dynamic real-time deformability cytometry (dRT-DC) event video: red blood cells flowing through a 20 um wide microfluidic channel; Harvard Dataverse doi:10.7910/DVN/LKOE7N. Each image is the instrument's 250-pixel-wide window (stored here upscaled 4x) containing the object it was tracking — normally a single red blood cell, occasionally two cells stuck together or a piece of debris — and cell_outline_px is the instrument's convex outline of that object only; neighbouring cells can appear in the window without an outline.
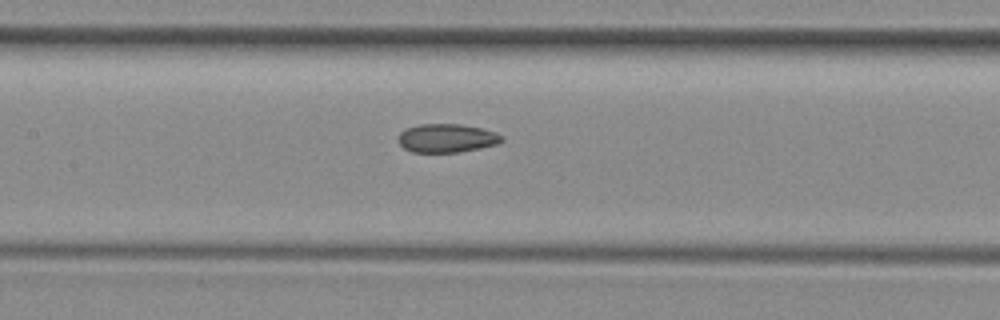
{"species": "common noctule bat (a hibernating species)", "species_latin": "Nyctalus noctula", "temperature_condition": "room temperature", "stored_images_in_passage": 8, "segment_of_instrument_passage": [2, 2], "camera_frame_rate_fps": 3000, "um_per_image_px": 0.085, "animal": {"sex": "female", "body_mass_g": 29.2, "forearm_length_mm": 56.3}, "frame": {"image": 1, "passage_image": 8, "time_ms": 9.0, "image_size_px": [1000, 320], "cell_outline_px": [[504, 140], [496, 144], [480, 148], [460, 152], [412, 152], [404, 148], [396, 140], [400, 132], [408, 128], [420, 124], [460, 124], [480, 128], [496, 132], [504, 136]], "centroid_in_image_um": [37.97, 11.74], "position_along_channel_um": 169.4, "area_um2": 17.28}}